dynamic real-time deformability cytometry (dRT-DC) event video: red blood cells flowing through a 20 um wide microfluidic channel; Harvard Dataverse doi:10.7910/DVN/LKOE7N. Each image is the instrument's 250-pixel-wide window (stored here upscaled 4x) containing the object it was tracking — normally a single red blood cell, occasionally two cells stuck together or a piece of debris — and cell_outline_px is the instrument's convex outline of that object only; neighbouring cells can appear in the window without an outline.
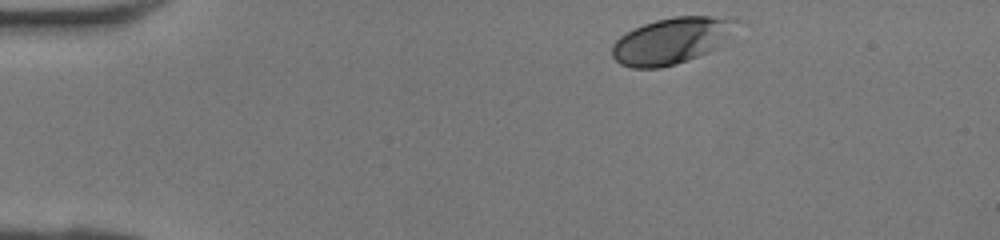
{"species": "human", "species_latin": "Homo sapiens", "temperature_condition": "room temperature", "stored_images_in_passage": 36, "camera_frame_rate_fps": 3000, "um_per_image_px": 0.085, "donor": {"sex": "female"}, "frame": {"image": 1, "passage_image": 1, "time_ms": 0.0, "image_size_px": [1000, 240], "cell_outline_px": [[748, 24], [728, 44], [688, 60], [676, 64], [660, 68], [632, 68], [620, 64], [612, 56], [612, 44], [620, 36], [644, 24], [656, 20], [672, 16], [708, 16], [744, 20]], "centroid_in_image_um": [57.31, 3.44], "position_along_channel_um": 27.7, "area_um2": 34.91}}
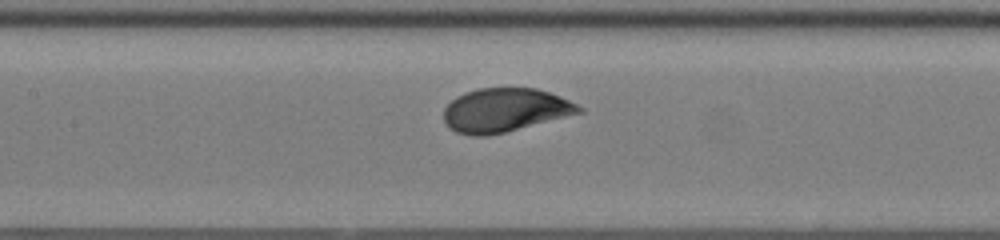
{"frame": {"image": 2, "passage_image": 14, "time_ms": 4.333, "image_size_px": [1000, 240], "cell_outline_px": [[584, 112], [504, 132], [484, 136], [472, 136], [456, 132], [448, 128], [444, 124], [444, 108], [456, 96], [464, 92], [480, 88], [536, 88], [560, 96], [584, 108]], "centroid_in_image_um": [42.89, 9.36], "position_along_channel_um": 164.5, "area_um2": 34.39}}
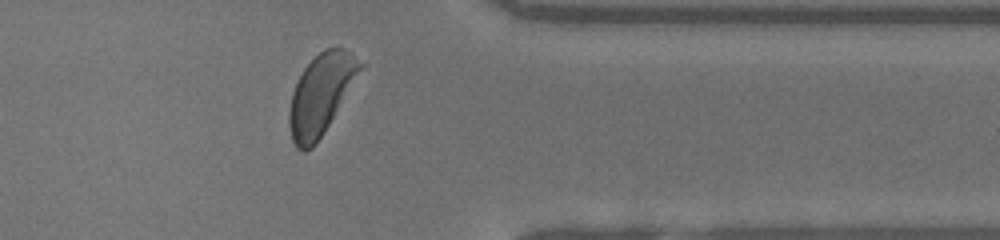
{"frame": {"image": 3, "passage_image": 28, "time_ms": 9.0, "image_size_px": [1000, 240], "cell_outline_px": [[364, 64], [316, 144], [312, 148], [304, 152], [296, 148], [292, 140], [288, 124], [288, 112], [292, 92], [304, 68], [324, 48], [344, 48], [352, 52]], "centroid_in_image_um": [27.23, 8.03], "position_along_channel_um": 384.2, "area_um2": 32.48}}